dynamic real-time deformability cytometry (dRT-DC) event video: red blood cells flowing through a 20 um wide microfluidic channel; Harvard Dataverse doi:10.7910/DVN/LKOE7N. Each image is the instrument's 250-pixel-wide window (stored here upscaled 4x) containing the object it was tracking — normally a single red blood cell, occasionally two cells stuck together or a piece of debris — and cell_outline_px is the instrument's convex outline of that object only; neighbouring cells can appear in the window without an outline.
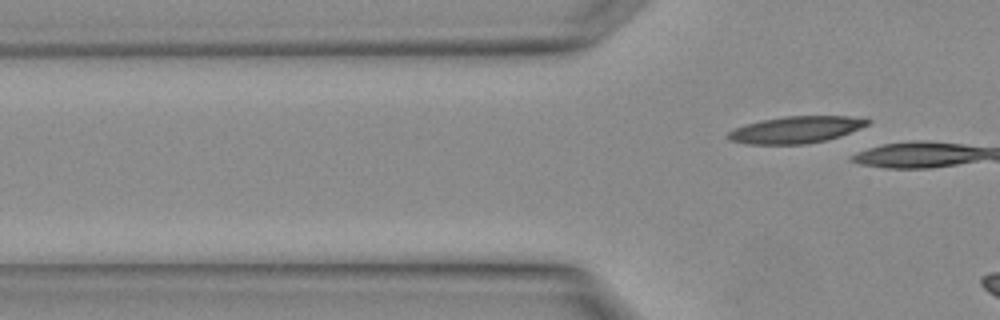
{"species": "Egyptian fruit bat (a non-hibernating species)", "species_latin": "Rousettus aegyptiacus", "temperature_condition": "warm", "stored_images_in_passage": 4, "camera_frame_rate_fps": 3000, "um_per_image_px": 0.085, "animal": {"sex": "female"}, "frame": {"image": 1, "passage_image": 4, "time_ms": 1.0, "image_size_px": [1000, 320], "cell_outline_px": [[872, 120], [868, 124], [860, 128], [840, 136], [828, 140], [808, 144], [744, 144], [728, 140], [724, 136], [728, 132], [736, 128], [748, 124], [764, 120], [784, 116], [848, 116]], "centroid_in_image_um": [67.63, 11.04], "position_along_channel_um": 58.2, "area_um2": 21.79}}